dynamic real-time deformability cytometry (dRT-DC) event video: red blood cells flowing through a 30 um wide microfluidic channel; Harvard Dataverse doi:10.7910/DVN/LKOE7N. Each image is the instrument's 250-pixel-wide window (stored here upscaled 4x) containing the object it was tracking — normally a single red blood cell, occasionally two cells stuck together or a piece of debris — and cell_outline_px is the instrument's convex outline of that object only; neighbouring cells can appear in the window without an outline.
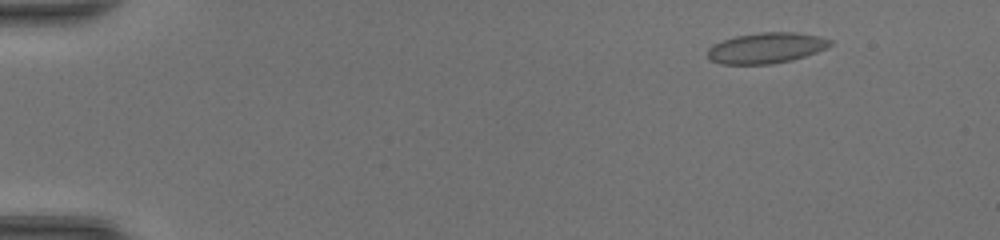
{"species": "common noctule bat (a hibernating species)", "species_latin": "Nyctalus noctula", "temperature_condition": "room temperature", "stored_images_in_passage": 43, "camera_frame_rate_fps": 3000, "um_per_image_px": 0.085, "animal": {"sex": "female", "body_mass_g": 20.0, "forearm_length_mm": 54.0}, "frame": {"image": 1, "passage_image": 1, "time_ms": 0.0, "image_size_px": [1000, 240], "cell_outline_px": [[832, 44], [828, 48], [792, 60], [772, 64], [720, 64], [712, 60], [708, 56], [708, 48], [712, 44], [736, 36], [760, 32], [796, 32], [820, 36], [832, 40]], "centroid_in_image_um": [65.15, 4.07], "position_along_channel_um": 19.8, "area_um2": 21.96}}
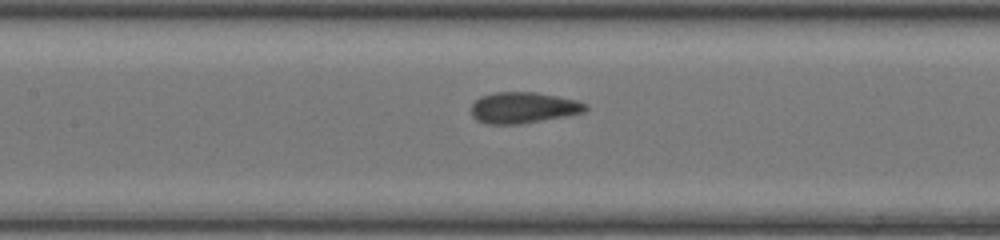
{"frame": {"image": 2, "passage_image": 19, "time_ms": 6.0, "image_size_px": [1000, 240], "cell_outline_px": [[588, 108], [584, 112], [568, 116], [520, 124], [484, 124], [476, 120], [472, 116], [472, 104], [480, 96], [492, 92], [536, 92], [576, 100], [588, 104]], "centroid_in_image_um": [44.48, 9.16], "position_along_channel_um": 162.9, "area_um2": 20.92}}
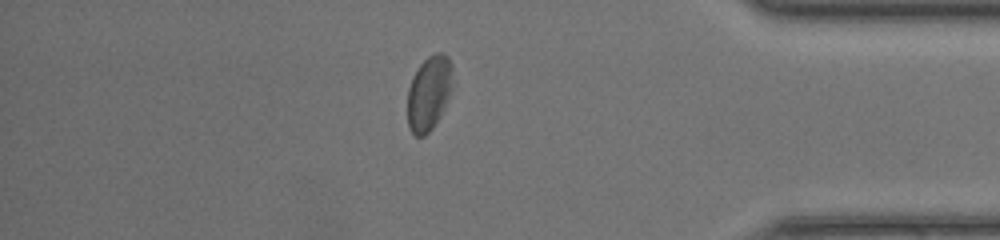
{"frame": {"image": 3, "passage_image": 37, "time_ms": 12.0, "image_size_px": [1000, 240], "cell_outline_px": [[452, 88], [444, 108], [440, 116], [432, 128], [424, 136], [416, 136], [408, 128], [408, 88], [412, 76], [420, 64], [428, 56], [436, 52], [444, 52], [448, 56], [452, 64]], "centroid_in_image_um": [36.47, 7.88], "position_along_channel_um": 398.7, "area_um2": 19.77}, "authors_computed_cell_mechanics": {"area_um2": 20.5768, "velocity_mm_per_s": 4.3755, "shape_relaxation_time_tau1_ms": 3.6805, "shape_relaxation_time_tau2_ms": 0.694, "deformation_change_tau1": 0.0925, "deformation_change_tau2": 0.0566}}